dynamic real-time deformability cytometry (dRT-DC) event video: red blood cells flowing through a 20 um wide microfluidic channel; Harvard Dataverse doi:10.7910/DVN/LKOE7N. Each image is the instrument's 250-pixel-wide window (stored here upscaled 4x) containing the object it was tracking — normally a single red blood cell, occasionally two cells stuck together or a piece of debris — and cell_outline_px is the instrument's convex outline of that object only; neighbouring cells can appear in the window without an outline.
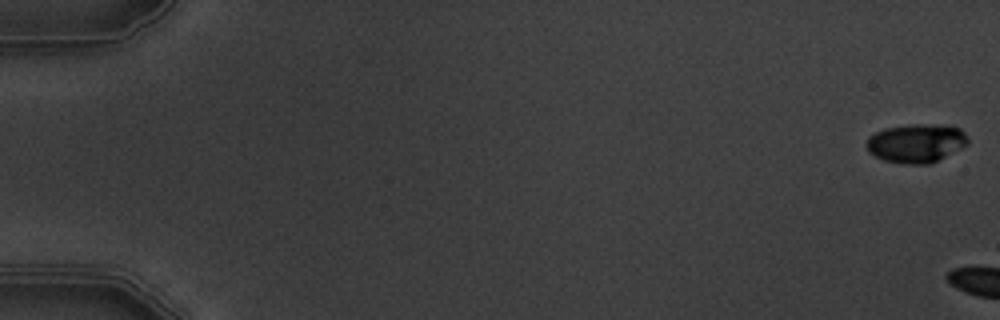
{"species": "common noctule bat (a hibernating species)", "species_latin": "Nyctalus noctula", "temperature_condition": "warm", "stored_images_in_passage": 2, "camera_frame_rate_fps": 3000, "um_per_image_px": 0.085, "animal": {"sex": "male", "body_mass_g": 19.5, "forearm_length_mm": 54.6}, "frame": {"image": 1, "passage_image": 1, "time_ms": 0.0, "image_size_px": [1000, 320], "cell_outline_px": [[968, 144], [928, 164], [904, 164], [884, 160], [868, 152], [868, 136], [884, 128], [916, 124], [952, 124], [960, 128], [964, 132], [968, 140]], "centroid_in_image_um": [77.9, 12.15], "position_along_channel_um": 7.1, "area_um2": 22.77}}